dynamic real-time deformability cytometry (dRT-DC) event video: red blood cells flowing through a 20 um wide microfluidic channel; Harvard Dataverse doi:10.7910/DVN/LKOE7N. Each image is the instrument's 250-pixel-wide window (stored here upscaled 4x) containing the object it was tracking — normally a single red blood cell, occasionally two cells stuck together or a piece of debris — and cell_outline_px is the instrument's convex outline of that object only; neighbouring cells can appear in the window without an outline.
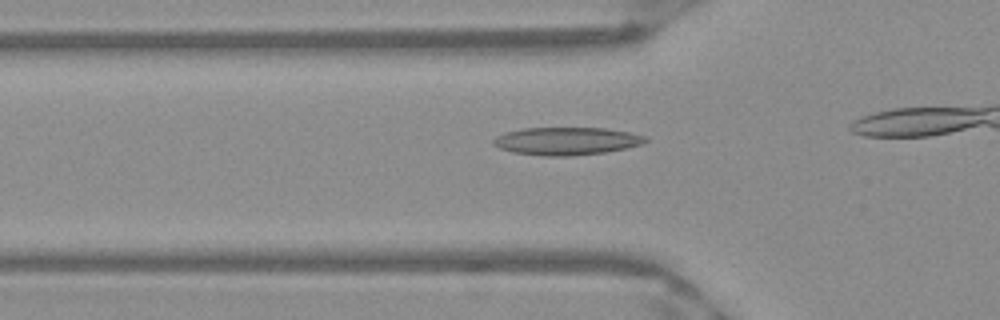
{"species": "Egyptian fruit bat (a non-hibernating species)", "species_latin": "Rousettus aegyptiacus", "temperature_condition": "warm", "stored_images_in_passage": 8, "camera_frame_rate_fps": 3000, "um_per_image_px": 0.085, "frame": {"image": 1, "passage_image": 3, "time_ms": 0.667, "image_size_px": [1000, 320], "cell_outline_px": [[648, 140], [640, 144], [628, 148], [604, 152], [572, 156], [544, 156], [512, 152], [500, 148], [492, 144], [492, 140], [496, 136], [504, 132], [524, 128], [604, 128], [628, 132], [648, 136]], "centroid_in_image_um": [48.14, 11.99], "position_along_channel_um": 77.7, "area_um2": 24.68}}
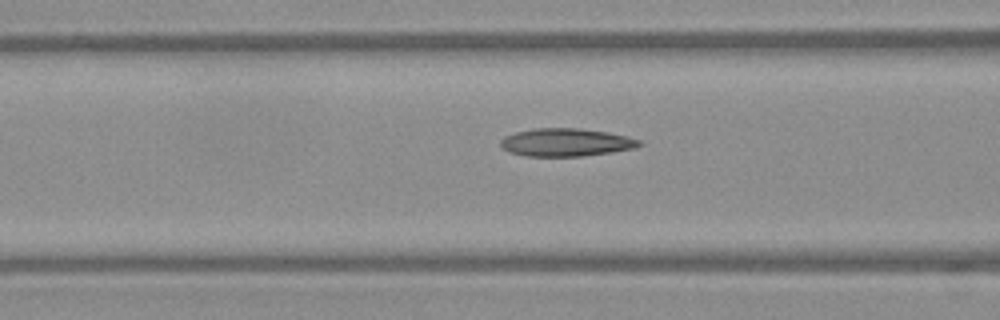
{"frame": {"image": 2, "passage_image": 6, "time_ms": 1.667, "image_size_px": [1000, 320], "cell_outline_px": [[644, 144], [636, 148], [612, 152], [584, 156], [524, 156], [508, 152], [500, 148], [500, 140], [504, 136], [516, 132], [536, 128], [580, 128], [608, 132], [628, 136], [640, 140]], "centroid_in_image_um": [48.11, 12.1], "position_along_channel_um": 118.5, "area_um2": 22.89}}